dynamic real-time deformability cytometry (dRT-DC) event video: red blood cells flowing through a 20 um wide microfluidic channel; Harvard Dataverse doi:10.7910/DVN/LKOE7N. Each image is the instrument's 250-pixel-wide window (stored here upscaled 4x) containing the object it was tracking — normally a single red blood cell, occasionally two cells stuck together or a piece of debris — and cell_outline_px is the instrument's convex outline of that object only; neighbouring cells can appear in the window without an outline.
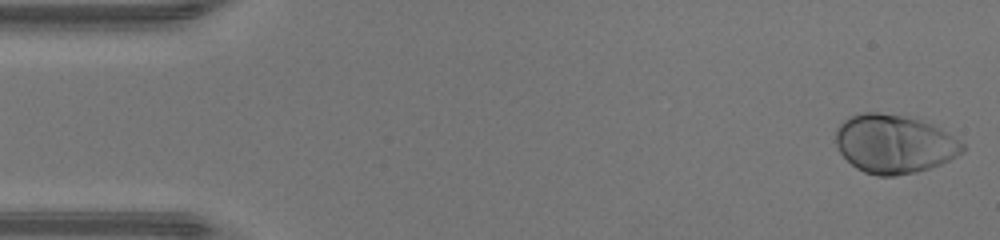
{"species": "human", "species_latin": "Homo sapiens", "temperature_condition": "warm", "stored_images_in_passage": 47, "camera_frame_rate_fps": 3000, "um_per_image_px": 0.085, "donor": {"sex": "male"}, "frame": {"image": 1, "passage_image": 1, "time_ms": 0.0, "image_size_px": [1000, 240], "cell_outline_px": [[964, 152], [940, 164], [928, 168], [896, 176], [876, 176], [864, 172], [856, 168], [840, 152], [836, 144], [836, 128], [844, 120], [852, 116], [864, 112], [876, 112], [900, 116], [920, 120], [932, 124], [940, 128], [964, 144]], "centroid_in_image_um": [75.99, 12.24], "position_along_channel_um": 9.0, "area_um2": 42.83}}
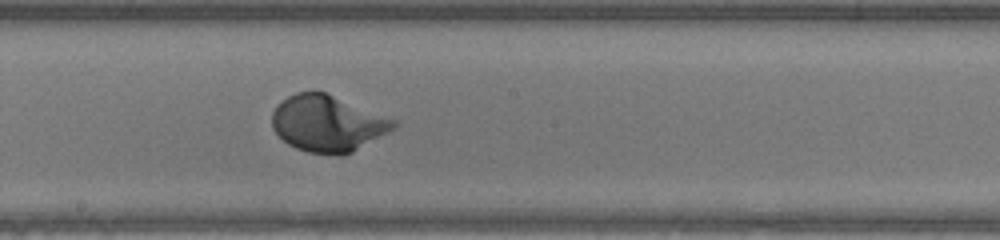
{"frame": {"image": 2, "passage_image": 25, "time_ms": 8.0, "image_size_px": [1000, 240], "cell_outline_px": [[396, 128], [352, 152], [340, 156], [336, 156], [308, 152], [296, 148], [288, 144], [272, 128], [272, 112], [276, 104], [288, 96], [296, 92], [324, 92], [396, 120]], "centroid_in_image_um": [27.82, 10.51], "position_along_channel_um": 220.4, "area_um2": 39.71}}
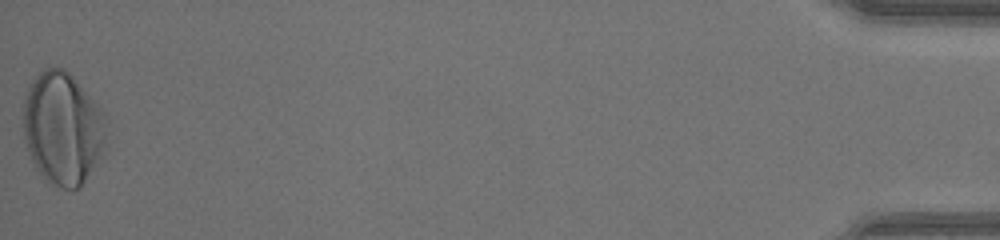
{"frame": {"image": 3, "passage_image": 47, "time_ms": 15.333, "image_size_px": [1000, 240], "cell_outline_px": [[108, 116], [104, 140], [100, 156], [80, 188], [72, 192], [60, 188], [52, 184], [40, 172], [32, 160], [24, 136], [24, 96], [28, 84], [44, 68], [64, 68], [72, 76]], "centroid_in_image_um": [5.33, 10.9], "position_along_channel_um": 429.9, "area_um2": 54.27}, "authors_computed_cell_mechanics": {"area_um2": 39.1306, "velocity_mm_per_s": 4.335, "shape_relaxation_time_tau1_ms": 2.1088, "shape_relaxation_time_tau2_ms": null, "deformation_change_tau1": 0.1885, "deformation_change_tau2": null}}